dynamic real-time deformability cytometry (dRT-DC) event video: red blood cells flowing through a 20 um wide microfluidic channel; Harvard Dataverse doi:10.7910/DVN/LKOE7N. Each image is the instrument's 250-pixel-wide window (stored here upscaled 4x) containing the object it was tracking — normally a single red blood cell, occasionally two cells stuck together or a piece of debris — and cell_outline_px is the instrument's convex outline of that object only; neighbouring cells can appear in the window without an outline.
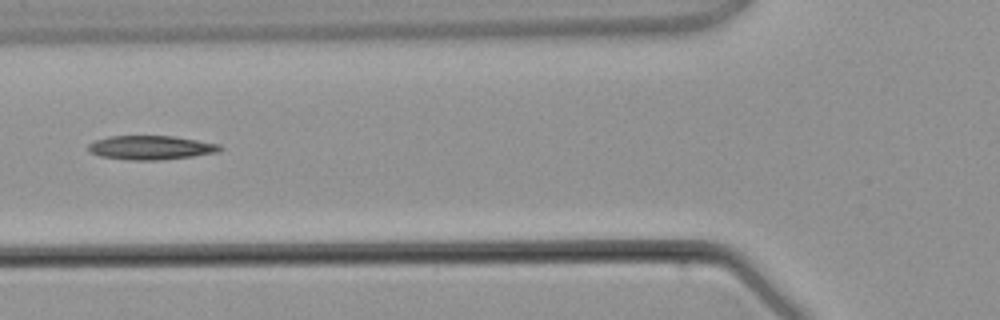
{"species": "common noctule bat (a hibernating species)", "species_latin": "Nyctalus noctula", "temperature_condition": "warm", "stored_images_in_passage": 4, "camera_frame_rate_fps": 3000, "um_per_image_px": 0.085, "animal": {"sex": "male", "body_mass_g": 21.5, "forearm_length_mm": 52.0}, "frame": {"image": 1, "passage_image": 4, "time_ms": 4.333, "image_size_px": [1000, 320], "cell_outline_px": [[224, 148], [220, 152], [192, 156], [160, 160], [128, 160], [100, 156], [88, 152], [88, 144], [96, 140], [108, 136], [172, 136], [220, 144]], "centroid_in_image_um": [12.82, 12.55], "position_along_channel_um": 113.0, "area_um2": 18.5}}